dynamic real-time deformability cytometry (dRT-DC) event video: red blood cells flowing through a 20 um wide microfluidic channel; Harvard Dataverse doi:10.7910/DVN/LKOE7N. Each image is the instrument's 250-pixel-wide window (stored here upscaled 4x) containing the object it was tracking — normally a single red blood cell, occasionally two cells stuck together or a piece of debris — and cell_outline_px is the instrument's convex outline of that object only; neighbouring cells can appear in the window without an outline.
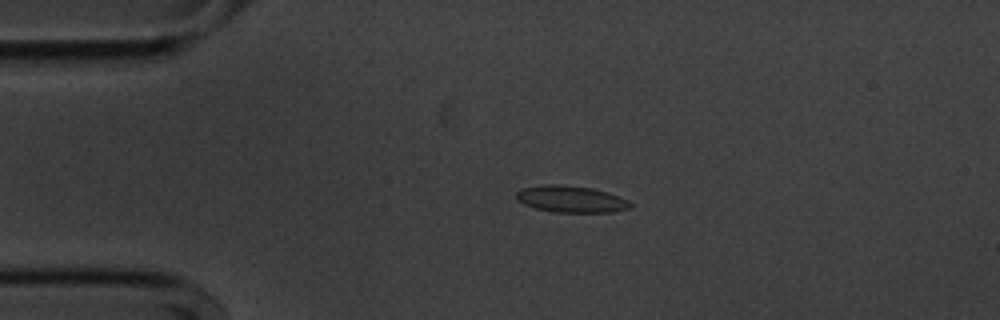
{"species": "common noctule bat (a hibernating species)", "species_latin": "Nyctalus noctula", "temperature_condition": "cold", "stored_images_in_passage": 54, "camera_frame_rate_fps": 3000, "um_per_image_px": 0.085, "animal": {"sex": "male", "body_mass_g": 20.1, "forearm_length_mm": 53.5}, "frame": {"image": 1, "passage_image": 11, "time_ms": 3.333, "image_size_px": [1000, 320], "cell_outline_px": [[632, 208], [612, 212], [556, 212], [536, 208], [524, 204], [516, 200], [516, 192], [520, 188], [552, 184], [556, 184], [592, 188], [608, 192], [620, 196], [628, 200], [632, 204]], "centroid_in_image_um": [48.56, 16.92], "position_along_channel_um": 36.4, "area_um2": 17.74}}
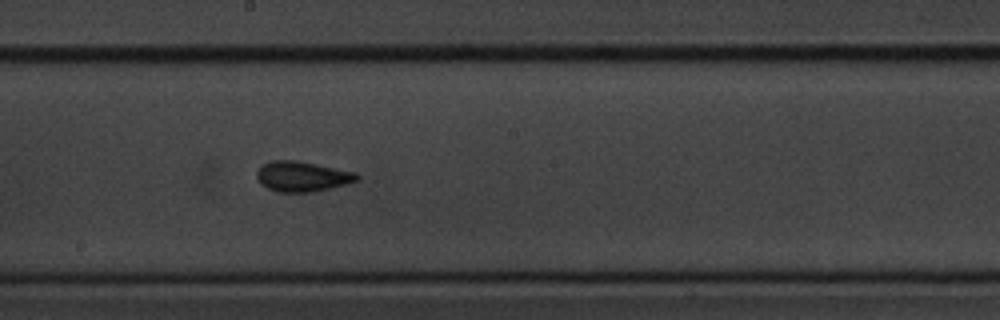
{"frame": {"image": 2, "passage_image": 29, "time_ms": 9.333, "image_size_px": [1000, 320], "cell_outline_px": [[360, 176], [356, 180], [344, 184], [312, 192], [276, 192], [260, 184], [256, 176], [256, 172], [260, 164], [268, 160], [296, 160], [356, 172]], "centroid_in_image_um": [25.61, 14.98], "position_along_channel_um": 222.6, "area_um2": 17.69}}
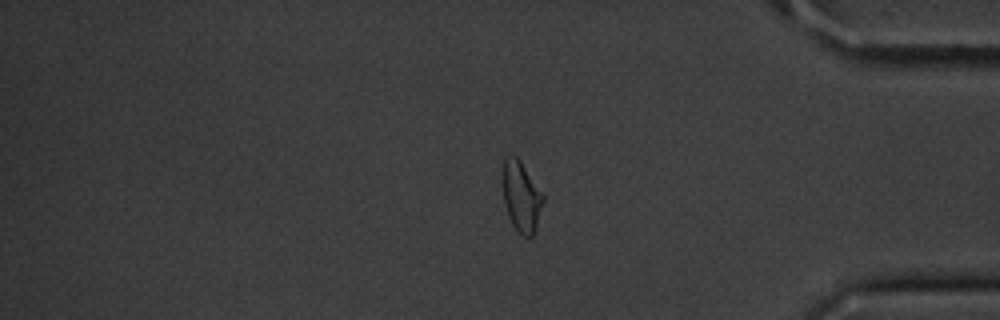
{"frame": {"image": 3, "passage_image": 45, "time_ms": 14.667, "image_size_px": [1000, 320], "cell_outline_px": [[544, 200], [532, 236], [524, 236], [512, 224], [508, 216], [504, 204], [504, 160], [516, 156], [520, 160], [544, 196]], "centroid_in_image_um": [44.32, 16.73], "position_along_channel_um": 390.9, "area_um2": 15.78}, "authors_computed_cell_mechanics": {"area_um2": 16.9354, "velocity_mm_per_s": 3.6076, "shape_relaxation_time_tau1_ms": 3.5029, "shape_relaxation_time_tau2_ms": 1.547, "deformation_change_tau1": 0.0888, "deformation_change_tau2": 0.081}}